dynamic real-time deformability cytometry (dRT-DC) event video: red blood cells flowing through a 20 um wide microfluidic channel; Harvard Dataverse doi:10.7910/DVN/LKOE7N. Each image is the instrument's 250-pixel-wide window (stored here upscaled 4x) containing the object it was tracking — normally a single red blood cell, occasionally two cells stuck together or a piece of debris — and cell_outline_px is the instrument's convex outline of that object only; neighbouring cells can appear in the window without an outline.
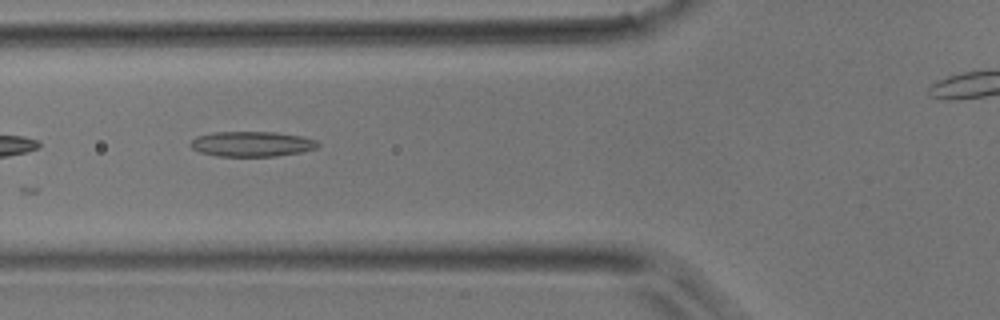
{"species": "common noctule bat (a hibernating species)", "species_latin": "Nyctalus noctula", "temperature_condition": "room temperature", "stored_images_in_passage": 5, "camera_frame_rate_fps": 3000, "um_per_image_px": 0.085, "animal": {"sex": "male", "body_mass_g": 17.9}, "frame": {"image": 1, "passage_image": 3, "time_ms": 0.667, "image_size_px": [1000, 320], "cell_outline_px": [[320, 144], [316, 148], [304, 152], [276, 156], [220, 156], [200, 152], [192, 148], [188, 144], [196, 136], [212, 132], [276, 132], [300, 136], [316, 140]], "centroid_in_image_um": [21.41, 12.23], "position_along_channel_um": 104.4, "area_um2": 18.73}}